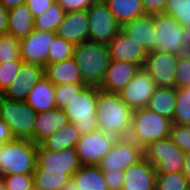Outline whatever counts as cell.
Returning a JSON list of instances; mask_svg holds the SVG:
<instances>
[{"label": "cell", "instance_id": "34", "mask_svg": "<svg viewBox=\"0 0 190 190\" xmlns=\"http://www.w3.org/2000/svg\"><path fill=\"white\" fill-rule=\"evenodd\" d=\"M75 45L56 36L48 52V64L61 62L73 57Z\"/></svg>", "mask_w": 190, "mask_h": 190}, {"label": "cell", "instance_id": "26", "mask_svg": "<svg viewBox=\"0 0 190 190\" xmlns=\"http://www.w3.org/2000/svg\"><path fill=\"white\" fill-rule=\"evenodd\" d=\"M71 178L79 190H109L98 165H83Z\"/></svg>", "mask_w": 190, "mask_h": 190}, {"label": "cell", "instance_id": "30", "mask_svg": "<svg viewBox=\"0 0 190 190\" xmlns=\"http://www.w3.org/2000/svg\"><path fill=\"white\" fill-rule=\"evenodd\" d=\"M33 179L34 190H63L71 175L67 172H46L36 166Z\"/></svg>", "mask_w": 190, "mask_h": 190}, {"label": "cell", "instance_id": "13", "mask_svg": "<svg viewBox=\"0 0 190 190\" xmlns=\"http://www.w3.org/2000/svg\"><path fill=\"white\" fill-rule=\"evenodd\" d=\"M36 166L46 172H67L72 176L83 165L75 148L55 152L36 145Z\"/></svg>", "mask_w": 190, "mask_h": 190}, {"label": "cell", "instance_id": "43", "mask_svg": "<svg viewBox=\"0 0 190 190\" xmlns=\"http://www.w3.org/2000/svg\"><path fill=\"white\" fill-rule=\"evenodd\" d=\"M103 175L109 190H122L123 171H104Z\"/></svg>", "mask_w": 190, "mask_h": 190}, {"label": "cell", "instance_id": "16", "mask_svg": "<svg viewBox=\"0 0 190 190\" xmlns=\"http://www.w3.org/2000/svg\"><path fill=\"white\" fill-rule=\"evenodd\" d=\"M45 76L44 67L23 63L17 77L3 92L2 97L11 101H26L30 90Z\"/></svg>", "mask_w": 190, "mask_h": 190}, {"label": "cell", "instance_id": "50", "mask_svg": "<svg viewBox=\"0 0 190 190\" xmlns=\"http://www.w3.org/2000/svg\"><path fill=\"white\" fill-rule=\"evenodd\" d=\"M182 173L190 181V153L185 156Z\"/></svg>", "mask_w": 190, "mask_h": 190}, {"label": "cell", "instance_id": "23", "mask_svg": "<svg viewBox=\"0 0 190 190\" xmlns=\"http://www.w3.org/2000/svg\"><path fill=\"white\" fill-rule=\"evenodd\" d=\"M45 76L54 85L85 84L75 59L47 64L44 67Z\"/></svg>", "mask_w": 190, "mask_h": 190}, {"label": "cell", "instance_id": "53", "mask_svg": "<svg viewBox=\"0 0 190 190\" xmlns=\"http://www.w3.org/2000/svg\"><path fill=\"white\" fill-rule=\"evenodd\" d=\"M0 190H6V189H5L4 182H3V180H2L1 177H0Z\"/></svg>", "mask_w": 190, "mask_h": 190}, {"label": "cell", "instance_id": "49", "mask_svg": "<svg viewBox=\"0 0 190 190\" xmlns=\"http://www.w3.org/2000/svg\"><path fill=\"white\" fill-rule=\"evenodd\" d=\"M26 0H0V4L7 10L17 7L18 5L25 3Z\"/></svg>", "mask_w": 190, "mask_h": 190}, {"label": "cell", "instance_id": "2", "mask_svg": "<svg viewBox=\"0 0 190 190\" xmlns=\"http://www.w3.org/2000/svg\"><path fill=\"white\" fill-rule=\"evenodd\" d=\"M73 58L86 85L100 86L110 64L107 44L85 41L75 45Z\"/></svg>", "mask_w": 190, "mask_h": 190}, {"label": "cell", "instance_id": "28", "mask_svg": "<svg viewBox=\"0 0 190 190\" xmlns=\"http://www.w3.org/2000/svg\"><path fill=\"white\" fill-rule=\"evenodd\" d=\"M176 103V88L157 87L147 108L172 121Z\"/></svg>", "mask_w": 190, "mask_h": 190}, {"label": "cell", "instance_id": "46", "mask_svg": "<svg viewBox=\"0 0 190 190\" xmlns=\"http://www.w3.org/2000/svg\"><path fill=\"white\" fill-rule=\"evenodd\" d=\"M14 140V137L10 131L9 126L0 119V145L11 142Z\"/></svg>", "mask_w": 190, "mask_h": 190}, {"label": "cell", "instance_id": "38", "mask_svg": "<svg viewBox=\"0 0 190 190\" xmlns=\"http://www.w3.org/2000/svg\"><path fill=\"white\" fill-rule=\"evenodd\" d=\"M1 178L6 190H34L33 174H14Z\"/></svg>", "mask_w": 190, "mask_h": 190}, {"label": "cell", "instance_id": "44", "mask_svg": "<svg viewBox=\"0 0 190 190\" xmlns=\"http://www.w3.org/2000/svg\"><path fill=\"white\" fill-rule=\"evenodd\" d=\"M55 1L56 0H26L25 3L35 18L46 12Z\"/></svg>", "mask_w": 190, "mask_h": 190}, {"label": "cell", "instance_id": "25", "mask_svg": "<svg viewBox=\"0 0 190 190\" xmlns=\"http://www.w3.org/2000/svg\"><path fill=\"white\" fill-rule=\"evenodd\" d=\"M37 113L57 108L55 85L44 76L28 93L25 101Z\"/></svg>", "mask_w": 190, "mask_h": 190}, {"label": "cell", "instance_id": "20", "mask_svg": "<svg viewBox=\"0 0 190 190\" xmlns=\"http://www.w3.org/2000/svg\"><path fill=\"white\" fill-rule=\"evenodd\" d=\"M139 70L140 67L134 63L111 60L99 89L108 93H119Z\"/></svg>", "mask_w": 190, "mask_h": 190}, {"label": "cell", "instance_id": "35", "mask_svg": "<svg viewBox=\"0 0 190 190\" xmlns=\"http://www.w3.org/2000/svg\"><path fill=\"white\" fill-rule=\"evenodd\" d=\"M165 14L172 16L182 26L190 24V0H167Z\"/></svg>", "mask_w": 190, "mask_h": 190}, {"label": "cell", "instance_id": "21", "mask_svg": "<svg viewBox=\"0 0 190 190\" xmlns=\"http://www.w3.org/2000/svg\"><path fill=\"white\" fill-rule=\"evenodd\" d=\"M121 30L131 39L140 43L145 51H154L155 23L153 15L145 14L141 17L122 24Z\"/></svg>", "mask_w": 190, "mask_h": 190}, {"label": "cell", "instance_id": "6", "mask_svg": "<svg viewBox=\"0 0 190 190\" xmlns=\"http://www.w3.org/2000/svg\"><path fill=\"white\" fill-rule=\"evenodd\" d=\"M36 117L37 112L25 101L1 98L0 119L9 126L14 139H28L33 142Z\"/></svg>", "mask_w": 190, "mask_h": 190}, {"label": "cell", "instance_id": "33", "mask_svg": "<svg viewBox=\"0 0 190 190\" xmlns=\"http://www.w3.org/2000/svg\"><path fill=\"white\" fill-rule=\"evenodd\" d=\"M190 181L182 171L157 174L156 190H188Z\"/></svg>", "mask_w": 190, "mask_h": 190}, {"label": "cell", "instance_id": "9", "mask_svg": "<svg viewBox=\"0 0 190 190\" xmlns=\"http://www.w3.org/2000/svg\"><path fill=\"white\" fill-rule=\"evenodd\" d=\"M153 19L156 30L154 51H163L179 56L188 52L183 41L182 25L165 13L153 14Z\"/></svg>", "mask_w": 190, "mask_h": 190}, {"label": "cell", "instance_id": "7", "mask_svg": "<svg viewBox=\"0 0 190 190\" xmlns=\"http://www.w3.org/2000/svg\"><path fill=\"white\" fill-rule=\"evenodd\" d=\"M186 153L170 137L152 142L143 148V157L154 167L157 174L183 170Z\"/></svg>", "mask_w": 190, "mask_h": 190}, {"label": "cell", "instance_id": "11", "mask_svg": "<svg viewBox=\"0 0 190 190\" xmlns=\"http://www.w3.org/2000/svg\"><path fill=\"white\" fill-rule=\"evenodd\" d=\"M116 137L97 129L81 135L76 144V154L82 165H98L101 159L111 150Z\"/></svg>", "mask_w": 190, "mask_h": 190}, {"label": "cell", "instance_id": "24", "mask_svg": "<svg viewBox=\"0 0 190 190\" xmlns=\"http://www.w3.org/2000/svg\"><path fill=\"white\" fill-rule=\"evenodd\" d=\"M35 18L28 5L22 3L8 10L7 34L17 39L27 37L34 31Z\"/></svg>", "mask_w": 190, "mask_h": 190}, {"label": "cell", "instance_id": "27", "mask_svg": "<svg viewBox=\"0 0 190 190\" xmlns=\"http://www.w3.org/2000/svg\"><path fill=\"white\" fill-rule=\"evenodd\" d=\"M81 134L72 122L66 124L61 130L44 139L39 145L47 150L58 152L67 148H75Z\"/></svg>", "mask_w": 190, "mask_h": 190}, {"label": "cell", "instance_id": "4", "mask_svg": "<svg viewBox=\"0 0 190 190\" xmlns=\"http://www.w3.org/2000/svg\"><path fill=\"white\" fill-rule=\"evenodd\" d=\"M97 99L98 86L87 85L63 108L70 122L81 135L98 129L96 120Z\"/></svg>", "mask_w": 190, "mask_h": 190}, {"label": "cell", "instance_id": "19", "mask_svg": "<svg viewBox=\"0 0 190 190\" xmlns=\"http://www.w3.org/2000/svg\"><path fill=\"white\" fill-rule=\"evenodd\" d=\"M89 18L87 10L67 12L56 30V36L74 45L89 41Z\"/></svg>", "mask_w": 190, "mask_h": 190}, {"label": "cell", "instance_id": "45", "mask_svg": "<svg viewBox=\"0 0 190 190\" xmlns=\"http://www.w3.org/2000/svg\"><path fill=\"white\" fill-rule=\"evenodd\" d=\"M146 14L163 13L167 0H141Z\"/></svg>", "mask_w": 190, "mask_h": 190}, {"label": "cell", "instance_id": "29", "mask_svg": "<svg viewBox=\"0 0 190 190\" xmlns=\"http://www.w3.org/2000/svg\"><path fill=\"white\" fill-rule=\"evenodd\" d=\"M104 2L121 25L146 14L141 0H105Z\"/></svg>", "mask_w": 190, "mask_h": 190}, {"label": "cell", "instance_id": "31", "mask_svg": "<svg viewBox=\"0 0 190 190\" xmlns=\"http://www.w3.org/2000/svg\"><path fill=\"white\" fill-rule=\"evenodd\" d=\"M65 15V10L55 1L46 12L35 17L34 29L45 32H56L58 26L63 22Z\"/></svg>", "mask_w": 190, "mask_h": 190}, {"label": "cell", "instance_id": "12", "mask_svg": "<svg viewBox=\"0 0 190 190\" xmlns=\"http://www.w3.org/2000/svg\"><path fill=\"white\" fill-rule=\"evenodd\" d=\"M179 55L163 51L147 54L143 69L150 75L157 87L176 88V66Z\"/></svg>", "mask_w": 190, "mask_h": 190}, {"label": "cell", "instance_id": "3", "mask_svg": "<svg viewBox=\"0 0 190 190\" xmlns=\"http://www.w3.org/2000/svg\"><path fill=\"white\" fill-rule=\"evenodd\" d=\"M172 121L147 107L133 110L129 138L142 148L152 142L169 137Z\"/></svg>", "mask_w": 190, "mask_h": 190}, {"label": "cell", "instance_id": "42", "mask_svg": "<svg viewBox=\"0 0 190 190\" xmlns=\"http://www.w3.org/2000/svg\"><path fill=\"white\" fill-rule=\"evenodd\" d=\"M65 12H75L87 10L94 0H56Z\"/></svg>", "mask_w": 190, "mask_h": 190}, {"label": "cell", "instance_id": "37", "mask_svg": "<svg viewBox=\"0 0 190 190\" xmlns=\"http://www.w3.org/2000/svg\"><path fill=\"white\" fill-rule=\"evenodd\" d=\"M86 86V84L55 85L57 108L63 109L69 103V101L78 93H80Z\"/></svg>", "mask_w": 190, "mask_h": 190}, {"label": "cell", "instance_id": "18", "mask_svg": "<svg viewBox=\"0 0 190 190\" xmlns=\"http://www.w3.org/2000/svg\"><path fill=\"white\" fill-rule=\"evenodd\" d=\"M155 167L144 157L123 171L122 190H156Z\"/></svg>", "mask_w": 190, "mask_h": 190}, {"label": "cell", "instance_id": "48", "mask_svg": "<svg viewBox=\"0 0 190 190\" xmlns=\"http://www.w3.org/2000/svg\"><path fill=\"white\" fill-rule=\"evenodd\" d=\"M183 41L185 44V49L190 52V24L187 26H183Z\"/></svg>", "mask_w": 190, "mask_h": 190}, {"label": "cell", "instance_id": "15", "mask_svg": "<svg viewBox=\"0 0 190 190\" xmlns=\"http://www.w3.org/2000/svg\"><path fill=\"white\" fill-rule=\"evenodd\" d=\"M157 88L150 75L143 69L118 93L121 99L132 109L147 107Z\"/></svg>", "mask_w": 190, "mask_h": 190}, {"label": "cell", "instance_id": "5", "mask_svg": "<svg viewBox=\"0 0 190 190\" xmlns=\"http://www.w3.org/2000/svg\"><path fill=\"white\" fill-rule=\"evenodd\" d=\"M2 177L33 174L36 168V144L28 139H14L2 144Z\"/></svg>", "mask_w": 190, "mask_h": 190}, {"label": "cell", "instance_id": "51", "mask_svg": "<svg viewBox=\"0 0 190 190\" xmlns=\"http://www.w3.org/2000/svg\"><path fill=\"white\" fill-rule=\"evenodd\" d=\"M63 190H79V189L76 187V185H75L73 179L71 178V179L68 181V183L65 185V187H64Z\"/></svg>", "mask_w": 190, "mask_h": 190}, {"label": "cell", "instance_id": "52", "mask_svg": "<svg viewBox=\"0 0 190 190\" xmlns=\"http://www.w3.org/2000/svg\"><path fill=\"white\" fill-rule=\"evenodd\" d=\"M2 168H3V164H2V144L0 145V177H2Z\"/></svg>", "mask_w": 190, "mask_h": 190}, {"label": "cell", "instance_id": "1", "mask_svg": "<svg viewBox=\"0 0 190 190\" xmlns=\"http://www.w3.org/2000/svg\"><path fill=\"white\" fill-rule=\"evenodd\" d=\"M133 110L118 93H108L98 87L96 102L97 128L116 138L129 136Z\"/></svg>", "mask_w": 190, "mask_h": 190}, {"label": "cell", "instance_id": "41", "mask_svg": "<svg viewBox=\"0 0 190 190\" xmlns=\"http://www.w3.org/2000/svg\"><path fill=\"white\" fill-rule=\"evenodd\" d=\"M190 86V52L179 56L176 66V88Z\"/></svg>", "mask_w": 190, "mask_h": 190}, {"label": "cell", "instance_id": "39", "mask_svg": "<svg viewBox=\"0 0 190 190\" xmlns=\"http://www.w3.org/2000/svg\"><path fill=\"white\" fill-rule=\"evenodd\" d=\"M169 137L183 152L190 153V125L172 123Z\"/></svg>", "mask_w": 190, "mask_h": 190}, {"label": "cell", "instance_id": "40", "mask_svg": "<svg viewBox=\"0 0 190 190\" xmlns=\"http://www.w3.org/2000/svg\"><path fill=\"white\" fill-rule=\"evenodd\" d=\"M23 61H8L0 63V91L3 92L9 85L12 84L21 69Z\"/></svg>", "mask_w": 190, "mask_h": 190}, {"label": "cell", "instance_id": "47", "mask_svg": "<svg viewBox=\"0 0 190 190\" xmlns=\"http://www.w3.org/2000/svg\"><path fill=\"white\" fill-rule=\"evenodd\" d=\"M8 10L0 4V35L7 34Z\"/></svg>", "mask_w": 190, "mask_h": 190}, {"label": "cell", "instance_id": "8", "mask_svg": "<svg viewBox=\"0 0 190 190\" xmlns=\"http://www.w3.org/2000/svg\"><path fill=\"white\" fill-rule=\"evenodd\" d=\"M89 41L109 44L121 31L122 25L104 1H95L88 9Z\"/></svg>", "mask_w": 190, "mask_h": 190}, {"label": "cell", "instance_id": "14", "mask_svg": "<svg viewBox=\"0 0 190 190\" xmlns=\"http://www.w3.org/2000/svg\"><path fill=\"white\" fill-rule=\"evenodd\" d=\"M55 32L34 29L27 37L20 39V58L24 63L45 67L48 64V52Z\"/></svg>", "mask_w": 190, "mask_h": 190}, {"label": "cell", "instance_id": "36", "mask_svg": "<svg viewBox=\"0 0 190 190\" xmlns=\"http://www.w3.org/2000/svg\"><path fill=\"white\" fill-rule=\"evenodd\" d=\"M23 61L20 58V40L9 34L0 36V63Z\"/></svg>", "mask_w": 190, "mask_h": 190}, {"label": "cell", "instance_id": "17", "mask_svg": "<svg viewBox=\"0 0 190 190\" xmlns=\"http://www.w3.org/2000/svg\"><path fill=\"white\" fill-rule=\"evenodd\" d=\"M112 61L129 62L143 67L148 52L140 43L131 39L122 30L108 44Z\"/></svg>", "mask_w": 190, "mask_h": 190}, {"label": "cell", "instance_id": "32", "mask_svg": "<svg viewBox=\"0 0 190 190\" xmlns=\"http://www.w3.org/2000/svg\"><path fill=\"white\" fill-rule=\"evenodd\" d=\"M176 102L172 123L190 125V86L176 88Z\"/></svg>", "mask_w": 190, "mask_h": 190}, {"label": "cell", "instance_id": "10", "mask_svg": "<svg viewBox=\"0 0 190 190\" xmlns=\"http://www.w3.org/2000/svg\"><path fill=\"white\" fill-rule=\"evenodd\" d=\"M143 158V148L129 137L116 138L98 167L104 171H124Z\"/></svg>", "mask_w": 190, "mask_h": 190}, {"label": "cell", "instance_id": "22", "mask_svg": "<svg viewBox=\"0 0 190 190\" xmlns=\"http://www.w3.org/2000/svg\"><path fill=\"white\" fill-rule=\"evenodd\" d=\"M69 122L70 120L62 108L37 113L33 143L39 145L44 139L61 130Z\"/></svg>", "mask_w": 190, "mask_h": 190}]
</instances>
